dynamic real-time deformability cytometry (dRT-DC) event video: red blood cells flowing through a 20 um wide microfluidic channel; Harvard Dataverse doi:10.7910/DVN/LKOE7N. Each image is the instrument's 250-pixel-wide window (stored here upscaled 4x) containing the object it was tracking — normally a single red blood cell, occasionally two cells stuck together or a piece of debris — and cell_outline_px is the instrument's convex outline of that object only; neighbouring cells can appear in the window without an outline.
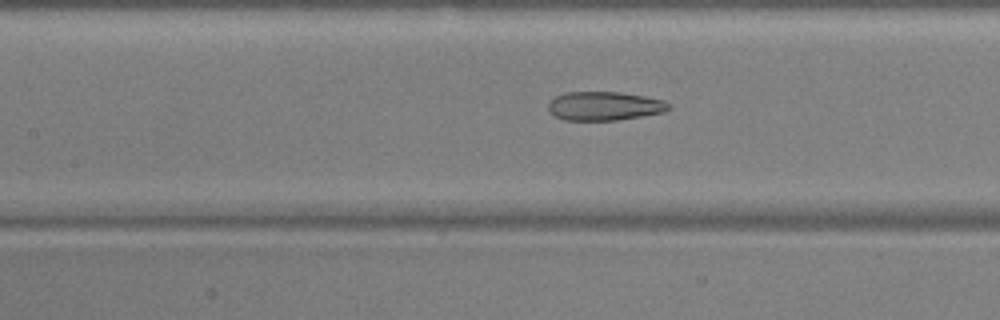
{"species": "common noctule bat (a hibernating species)", "species_latin": "Nyctalus noctula", "temperature_condition": "warm", "stored_images_in_passage": 48, "camera_frame_rate_fps": 3000, "um_per_image_px": 0.085, "animal": {"sex": "male", "body_mass_g": 17.9, "forearm_length_mm": 54.2}, "frame": {"image": 1, "passage_image": 20, "time_ms": 6.333, "image_size_px": [1000, 320], "cell_outline_px": [[672, 108], [664, 112], [616, 120], [564, 120], [548, 112], [548, 104], [556, 96], [568, 92], [620, 92], [644, 96], [664, 100], [672, 104]], "centroid_in_image_um": [51.4, 9.01], "position_along_channel_um": 156.0, "area_um2": 20.23}}
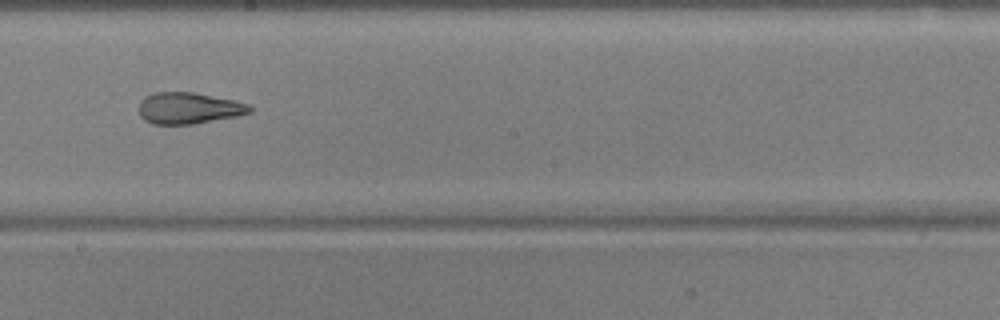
{"frame": {"image": 2, "passage_image": 26, "time_ms": 8.333, "image_size_px": [1000, 320], "cell_outline_px": [[252, 112], [236, 116], [192, 124], [152, 124], [144, 120], [140, 116], [140, 100], [144, 96], [152, 92], [196, 92], [236, 100], [248, 104], [252, 108]], "centroid_in_image_um": [16.03, 9.18], "position_along_channel_um": 232.2, "area_um2": 20.46}}
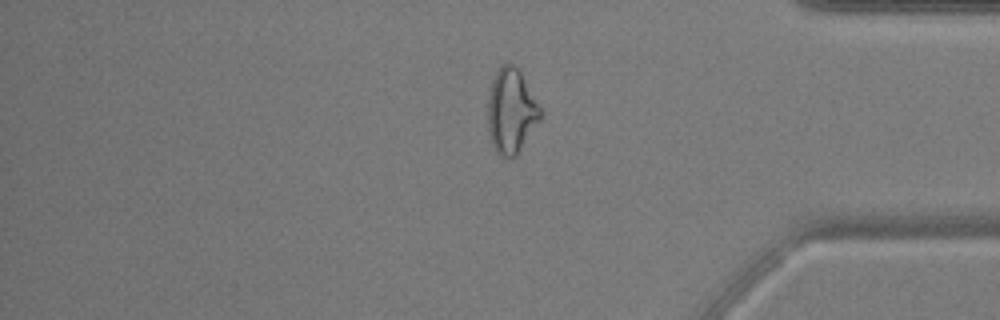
{"frame": {"image": 3, "passage_image": 40, "time_ms": 13.0, "image_size_px": [1000, 320], "cell_outline_px": [[540, 120], [516, 156], [508, 160], [500, 156], [496, 152], [492, 144], [488, 132], [488, 96], [492, 80], [500, 64], [508, 60], [520, 72], [540, 108]], "centroid_in_image_um": [43.41, 9.46], "position_along_channel_um": 391.8, "area_um2": 25.89}, "authors_computed_cell_mechanics": {"area_um2": 23.5535, "velocity_mm_per_s": 3.8171, "shape_relaxation_time_tau1_ms": null, "shape_relaxation_time_tau2_ms": 1.8995, "deformation_change_tau1": null, "deformation_change_tau2": 0.1087}}